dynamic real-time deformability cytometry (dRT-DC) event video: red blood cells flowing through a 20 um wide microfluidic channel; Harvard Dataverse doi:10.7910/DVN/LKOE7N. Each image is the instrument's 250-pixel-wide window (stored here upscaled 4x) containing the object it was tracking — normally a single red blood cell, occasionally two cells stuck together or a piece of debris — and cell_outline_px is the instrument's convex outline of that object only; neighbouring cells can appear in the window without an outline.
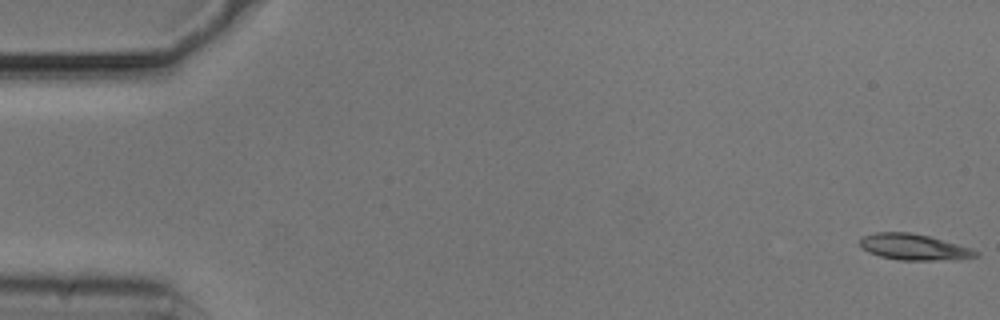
{"species": "common noctule bat (a hibernating species)", "species_latin": "Nyctalus noctula", "temperature_condition": "cold", "stored_images_in_passage": 55, "camera_frame_rate_fps": 3000, "um_per_image_px": 0.085, "animal": {"sex": "male", "body_mass_g": 20.5, "forearm_length_mm": 52.5}, "frame": {"image": 1, "passage_image": 1, "time_ms": 0.0, "image_size_px": [1000, 320], "cell_outline_px": [[980, 256], [960, 260], [900, 260], [880, 256], [868, 252], [860, 248], [860, 240], [864, 236], [876, 232], [912, 232], [928, 236], [972, 248], [980, 252]], "centroid_in_image_um": [77.73, 21.01], "position_along_channel_um": 7.3, "area_um2": 17.8}}
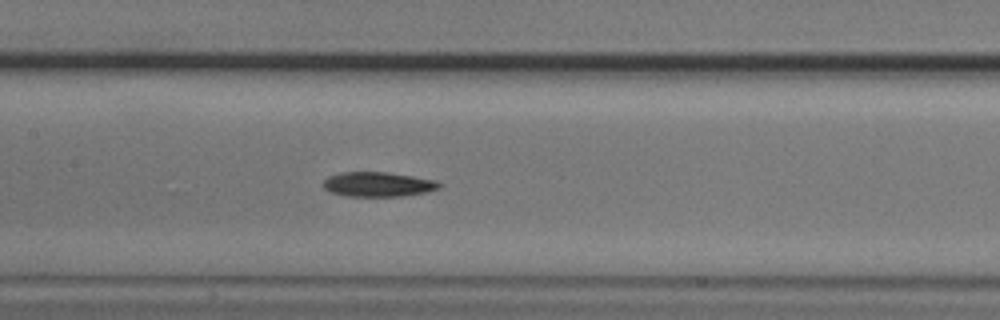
{"frame": {"image": 2, "passage_image": 26, "time_ms": 8.333, "image_size_px": [1000, 320], "cell_outline_px": [[444, 184], [440, 188], [424, 192], [404, 196], [348, 196], [328, 192], [320, 184], [328, 176], [340, 172], [388, 172], [436, 180]], "centroid_in_image_um": [32.1, 15.66], "position_along_channel_um": 175.3, "area_um2": 16.88}}
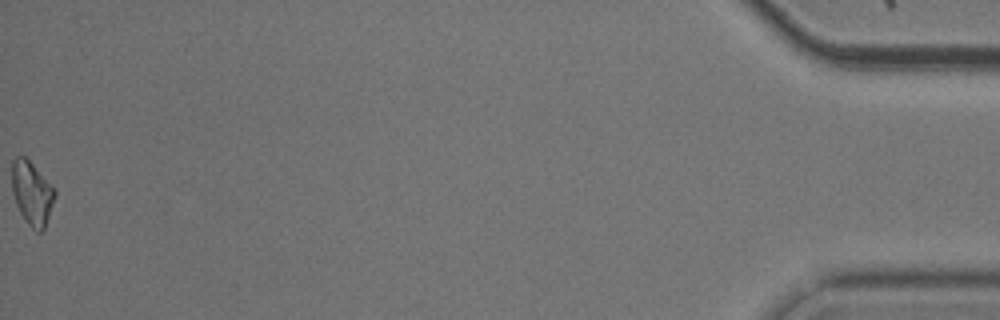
{"frame": {"image": 3, "passage_image": 55, "time_ms": 18.0, "image_size_px": [1000, 320], "cell_outline_px": [[56, 196], [44, 228], [40, 232], [36, 232], [24, 220], [16, 204], [12, 192], [12, 160], [16, 156], [24, 156], [56, 188]], "centroid_in_image_um": [2.72, 16.42], "position_along_channel_um": 432.5, "area_um2": 15.95}, "authors_computed_cell_mechanics": {"area_um2": 16.5308, "velocity_mm_per_s": 3.7086, "shape_relaxation_time_tau1_ms": 2.7585, "shape_relaxation_time_tau2_ms": null, "deformation_change_tau1": 0.1152, "deformation_change_tau2": null}}